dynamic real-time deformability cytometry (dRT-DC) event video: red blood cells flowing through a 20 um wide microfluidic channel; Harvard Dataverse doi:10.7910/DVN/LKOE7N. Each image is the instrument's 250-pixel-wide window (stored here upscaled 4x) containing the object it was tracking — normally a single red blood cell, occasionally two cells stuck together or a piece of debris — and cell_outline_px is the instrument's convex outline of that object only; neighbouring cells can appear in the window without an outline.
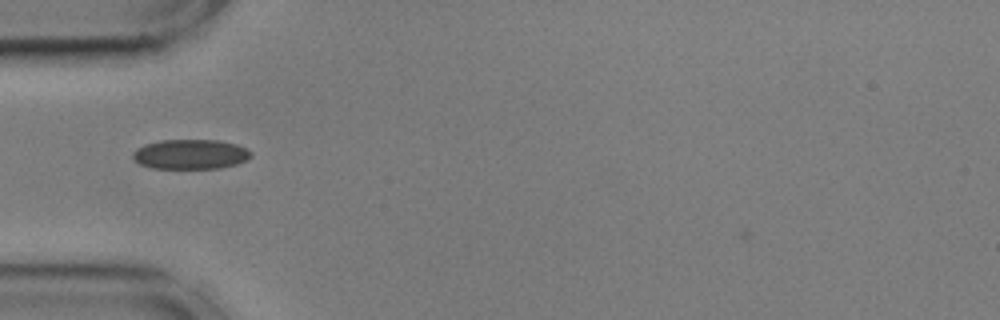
{"species": "common noctule bat (a hibernating species)", "species_latin": "Nyctalus noctula", "temperature_condition": "cold", "stored_images_in_passage": 6, "camera_frame_rate_fps": 3000, "um_per_image_px": 0.085, "animal": {"sex": "male", "body_mass_g": 17.9, "forearm_length_mm": 54.2}, "frame": {"image": 1, "passage_image": 4, "time_ms": 1.0, "image_size_px": [1000, 320], "cell_outline_px": [[252, 156], [248, 160], [236, 164], [220, 168], [152, 168], [140, 164], [132, 160], [132, 152], [136, 148], [144, 144], [160, 140], [220, 140], [236, 144], [248, 148], [252, 152]], "centroid_in_image_um": [16.19, 13.1], "position_along_channel_um": 68.8, "area_um2": 20.81}}